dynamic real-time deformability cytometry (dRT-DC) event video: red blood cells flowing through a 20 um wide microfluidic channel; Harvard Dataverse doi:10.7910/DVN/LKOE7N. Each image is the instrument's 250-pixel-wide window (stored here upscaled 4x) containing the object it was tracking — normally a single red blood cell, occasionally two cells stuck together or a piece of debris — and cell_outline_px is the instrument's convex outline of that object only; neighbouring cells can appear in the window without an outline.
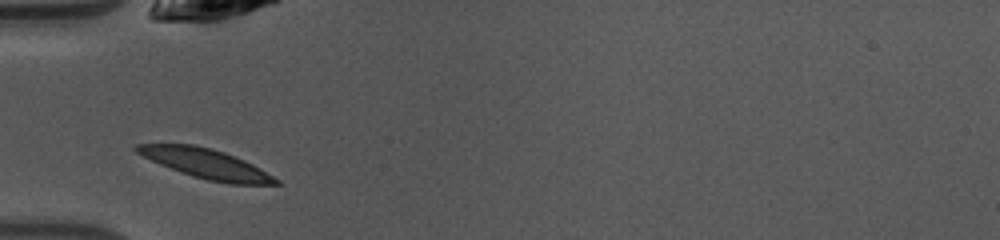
{"species": "common noctule bat (a hibernating species)", "species_latin": "Nyctalus noctula", "temperature_condition": "warm", "stored_images_in_passage": 27, "camera_frame_rate_fps": 3000, "um_per_image_px": 0.085, "animal": {"sex": "female", "body_mass_g": 10.0, "forearm_length_mm": 53.1}, "frame": {"image": 1, "passage_image": 1, "time_ms": 0.0, "image_size_px": [1000, 240], "cell_outline_px": [[280, 184], [228, 184], [208, 180], [192, 176], [160, 164], [136, 152], [132, 148], [136, 144], [192, 144], [212, 148], [224, 152], [244, 160], [252, 164], [280, 180]], "centroid_in_image_um": [17.51, 13.91], "position_along_channel_um": 67.5, "area_um2": 23.76}}
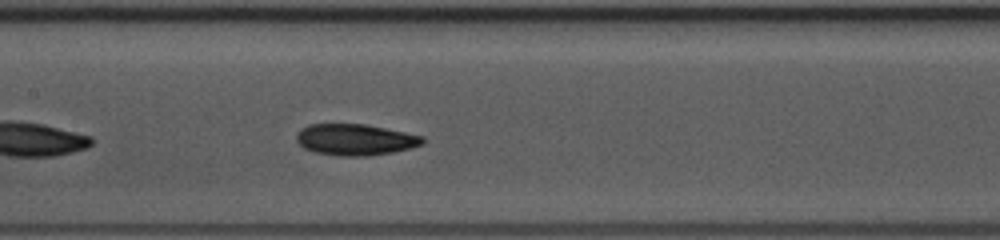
{"frame": {"image": 2, "passage_image": 9, "time_ms": 2.667, "image_size_px": [1000, 240], "cell_outline_px": [[424, 144], [392, 152], [364, 156], [336, 156], [316, 152], [304, 148], [296, 140], [296, 136], [300, 128], [308, 124], [364, 124], [424, 136]], "centroid_in_image_um": [30.16, 11.86], "position_along_channel_um": 177.2, "area_um2": 22.89}}
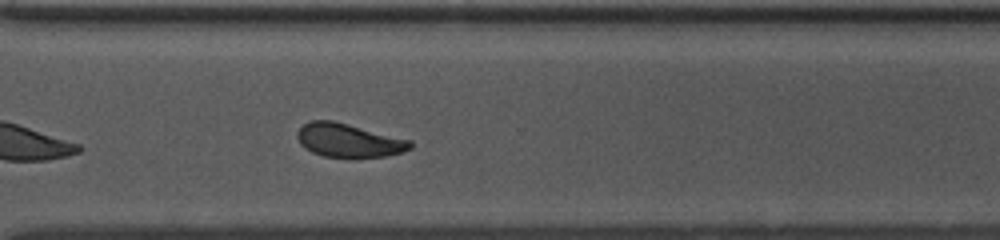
{"frame": {"image": 3, "passage_image": 21, "time_ms": 6.667, "image_size_px": [1000, 240], "cell_outline_px": [[412, 148], [400, 152], [384, 156], [324, 156], [312, 152], [304, 148], [300, 144], [296, 136], [296, 132], [304, 124], [312, 120], [332, 120], [412, 140]], "centroid_in_image_um": [29.61, 11.91], "position_along_channel_um": 341.0, "area_um2": 21.79}, "authors_computed_cell_mechanics": {"area_um2": 22.7154, "velocity_mm_per_s": 4.1121, "shape_relaxation_time_tau1_ms": 3.6711, "shape_relaxation_time_tau2_ms": 2.1797, "deformation_change_tau1": 0.1299, "deformation_change_tau2": 0.0748}}